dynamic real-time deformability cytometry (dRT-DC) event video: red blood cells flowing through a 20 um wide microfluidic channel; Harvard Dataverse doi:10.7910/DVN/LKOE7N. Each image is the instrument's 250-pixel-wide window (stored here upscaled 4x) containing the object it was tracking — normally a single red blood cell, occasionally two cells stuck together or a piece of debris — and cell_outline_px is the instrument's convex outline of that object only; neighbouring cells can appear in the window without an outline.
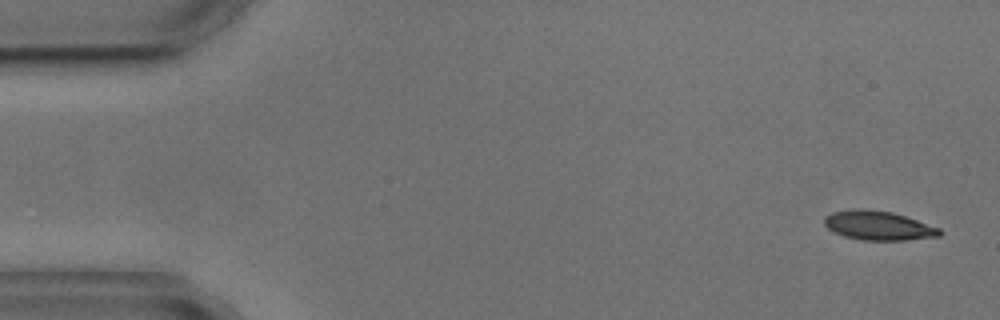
{"species": "common noctule bat (a hibernating species)", "species_latin": "Nyctalus noctula", "temperature_condition": "cold", "stored_images_in_passage": 6, "camera_frame_rate_fps": 3000, "um_per_image_px": 0.085, "animal": {"sex": "male", "body_mass_g": 17.9, "forearm_length_mm": 54.2}, "frame": {"image": 1, "passage_image": 1, "time_ms": 0.0, "image_size_px": [1000, 320], "cell_outline_px": [[940, 236], [904, 240], [860, 240], [844, 236], [828, 228], [824, 224], [824, 216], [832, 212], [856, 208], [864, 208], [892, 212], [940, 228]], "centroid_in_image_um": [74.62, 19.16], "position_along_channel_um": 10.4, "area_um2": 19.48}}
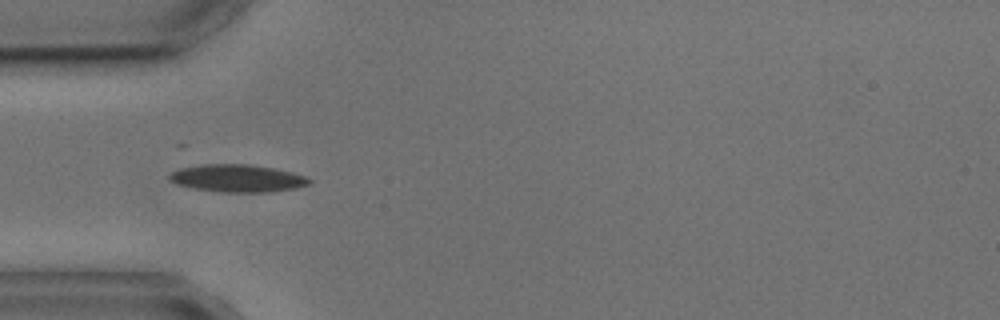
{"frame": {"image": 2, "passage_image": 5, "time_ms": 4.667, "image_size_px": [1000, 320], "cell_outline_px": [[312, 184], [296, 188], [272, 192], [220, 192], [196, 188], [176, 184], [168, 180], [168, 176], [172, 172], [180, 168], [204, 164], [248, 164], [272, 168], [292, 172], [304, 176], [312, 180]], "centroid_in_image_um": [20.2, 15.16], "position_along_channel_um": 64.8, "area_um2": 22.43}}